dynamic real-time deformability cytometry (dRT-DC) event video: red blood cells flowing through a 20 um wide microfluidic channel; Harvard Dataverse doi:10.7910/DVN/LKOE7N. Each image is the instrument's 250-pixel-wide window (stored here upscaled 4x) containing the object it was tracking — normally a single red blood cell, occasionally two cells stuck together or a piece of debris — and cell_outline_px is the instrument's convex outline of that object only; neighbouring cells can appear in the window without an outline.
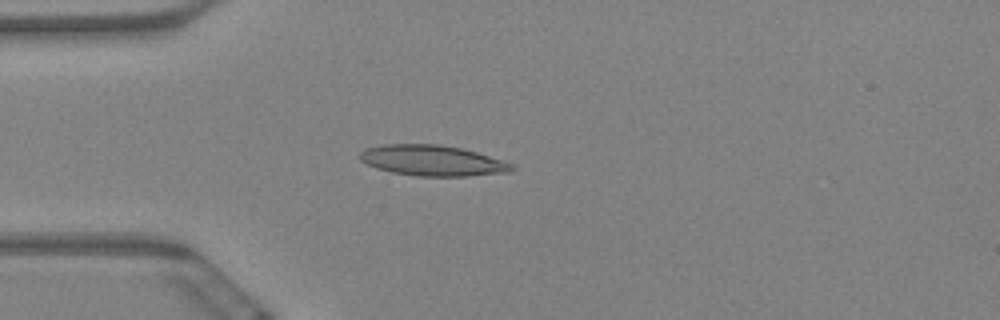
{"species": "Egyptian fruit bat (a non-hibernating species)", "species_latin": "Rousettus aegyptiacus", "temperature_condition": "warm", "stored_images_in_passage": 6, "camera_frame_rate_fps": 3000, "um_per_image_px": 0.085, "animal": {"sex": "female"}, "frame": {"image": 1, "passage_image": 5, "time_ms": 1.333, "image_size_px": [1000, 320], "cell_outline_px": [[516, 168], [512, 172], [468, 176], [416, 176], [392, 172], [376, 168], [360, 160], [356, 156], [364, 148], [384, 144], [436, 144], [464, 148], [504, 160], [512, 164]], "centroid_in_image_um": [36.77, 13.64], "position_along_channel_um": 48.2, "area_um2": 27.51}}